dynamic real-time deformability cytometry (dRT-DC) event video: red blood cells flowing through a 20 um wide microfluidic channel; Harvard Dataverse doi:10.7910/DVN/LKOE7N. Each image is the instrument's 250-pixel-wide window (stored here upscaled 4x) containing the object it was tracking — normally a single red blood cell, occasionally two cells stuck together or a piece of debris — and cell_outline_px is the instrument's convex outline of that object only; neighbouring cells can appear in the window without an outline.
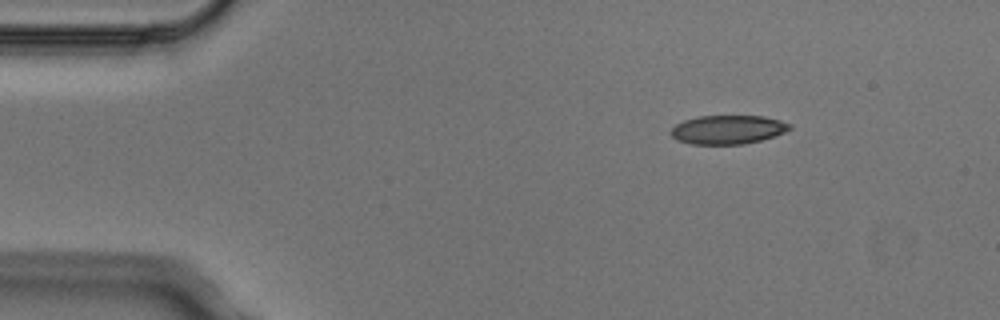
{"species": "Egyptian fruit bat (a non-hibernating species)", "species_latin": "Rousettus aegyptiacus", "temperature_condition": "cold", "stored_images_in_passage": 3, "camera_frame_rate_fps": 3000, "um_per_image_px": 0.085, "animal": {"sex": "male"}, "frame": {"image": 1, "passage_image": 1, "time_ms": 0.0, "image_size_px": [1000, 320], "cell_outline_px": [[792, 128], [784, 132], [760, 140], [744, 144], [692, 144], [680, 140], [672, 136], [668, 132], [676, 124], [684, 120], [700, 116], [764, 116], [780, 120], [792, 124]], "centroid_in_image_um": [61.87, 11.01], "position_along_channel_um": 23.1, "area_um2": 19.83}}